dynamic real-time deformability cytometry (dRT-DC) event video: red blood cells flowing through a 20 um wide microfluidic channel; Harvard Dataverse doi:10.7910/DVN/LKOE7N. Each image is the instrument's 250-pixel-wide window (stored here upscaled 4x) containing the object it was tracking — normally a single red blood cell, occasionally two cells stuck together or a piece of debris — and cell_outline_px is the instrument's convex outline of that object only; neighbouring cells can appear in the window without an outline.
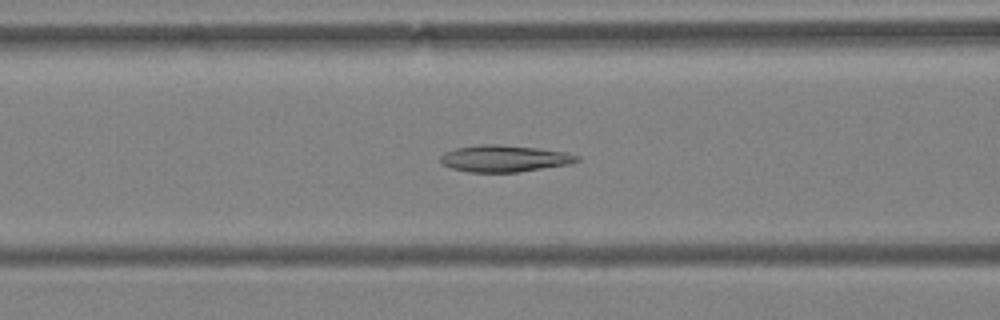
{"species": "Egyptian fruit bat (a non-hibernating species)", "species_latin": "Rousettus aegyptiacus", "temperature_condition": "warm", "stored_images_in_passage": 48, "camera_frame_rate_fps": 3000, "um_per_image_px": 0.085, "animal": {"sex": "female"}, "frame": {"image": 1, "passage_image": 14, "time_ms": 4.333, "image_size_px": [1000, 320], "cell_outline_px": [[580, 160], [568, 164], [516, 172], [468, 172], [452, 168], [444, 164], [440, 160], [440, 156], [444, 152], [456, 148], [476, 144], [496, 144], [536, 148], [564, 152], [580, 156]], "centroid_in_image_um": [42.83, 13.47], "position_along_channel_um": 123.8, "area_um2": 21.04}}
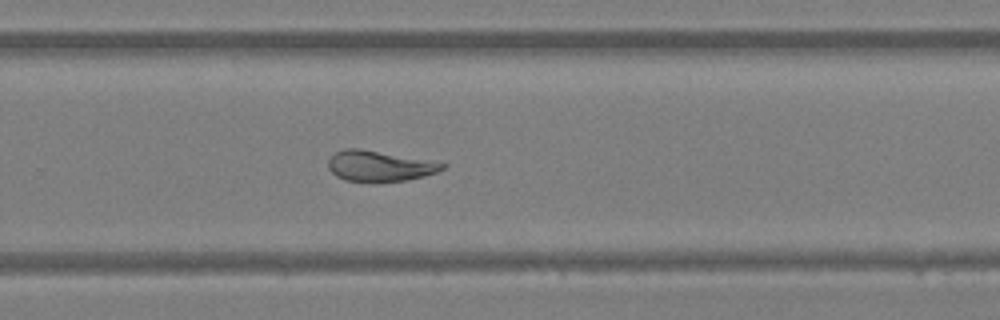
{"frame": {"image": 2, "passage_image": 29, "time_ms": 9.333, "image_size_px": [1000, 320], "cell_outline_px": [[448, 164], [444, 168], [436, 172], [424, 176], [408, 180], [344, 180], [336, 176], [328, 168], [328, 160], [336, 152], [344, 148], [360, 148]], "centroid_in_image_um": [32.23, 14.09], "position_along_channel_um": 297.6, "area_um2": 19.77}}
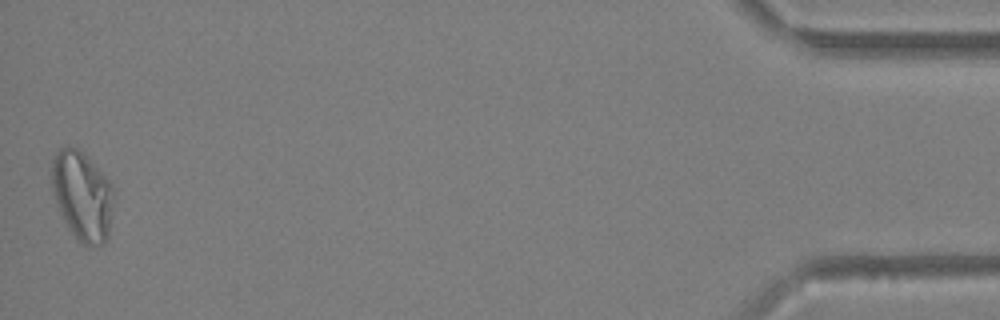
{"frame": {"image": 3, "passage_image": 48, "time_ms": 15.667, "image_size_px": [1000, 320], "cell_outline_px": [[112, 204], [108, 236], [104, 244], [84, 244], [68, 228], [60, 212], [52, 192], [52, 156], [60, 148], [76, 148], [112, 184]], "centroid_in_image_um": [6.96, 16.65], "position_along_channel_um": 428.2, "area_um2": 31.15}, "authors_computed_cell_mechanics": {"area_um2": 22.3108, "velocity_mm_per_s": 3.4863, "shape_relaxation_time_tau1_ms": null, "shape_relaxation_time_tau2_ms": 2.7305, "deformation_change_tau1": null, "deformation_change_tau2": 0.1053}}